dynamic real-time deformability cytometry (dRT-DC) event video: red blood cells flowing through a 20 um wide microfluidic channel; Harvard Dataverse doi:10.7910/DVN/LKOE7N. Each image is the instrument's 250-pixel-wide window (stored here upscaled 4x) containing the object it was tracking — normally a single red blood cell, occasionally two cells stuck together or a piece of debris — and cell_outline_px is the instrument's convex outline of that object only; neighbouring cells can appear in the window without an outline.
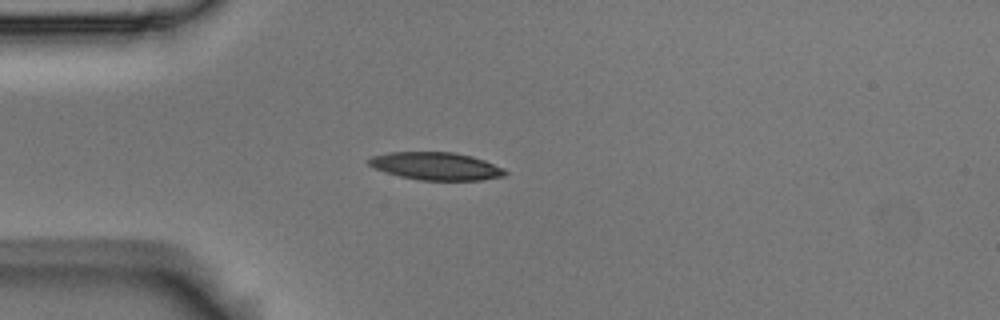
{"species": "Egyptian fruit bat (a non-hibernating species)", "species_latin": "Rousettus aegyptiacus", "temperature_condition": "room temperature", "stored_images_in_passage": 4, "camera_frame_rate_fps": 3000, "um_per_image_px": 0.085, "animal": {"sex": "male"}, "frame": {"image": 1, "passage_image": 4, "time_ms": 1.0, "image_size_px": [1000, 320], "cell_outline_px": [[508, 172], [504, 176], [480, 180], [420, 180], [400, 176], [384, 172], [368, 164], [368, 160], [372, 156], [388, 152], [456, 152], [472, 156], [484, 160], [504, 168]], "centroid_in_image_um": [37.08, 14.11], "position_along_channel_um": 47.9, "area_um2": 22.02}}